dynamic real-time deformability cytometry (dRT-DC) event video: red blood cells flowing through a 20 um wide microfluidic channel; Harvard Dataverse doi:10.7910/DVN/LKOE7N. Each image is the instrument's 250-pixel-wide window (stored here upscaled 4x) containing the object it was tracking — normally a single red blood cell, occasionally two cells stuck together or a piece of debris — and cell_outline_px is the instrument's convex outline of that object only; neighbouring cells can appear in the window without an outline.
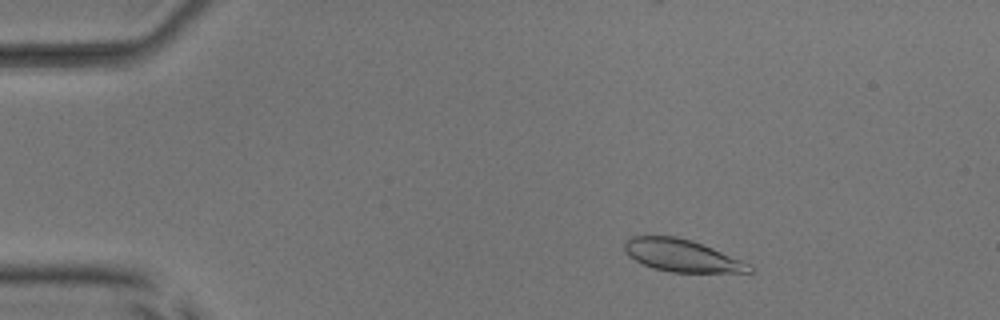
{"species": "common noctule bat (a hibernating species)", "species_latin": "Nyctalus noctula", "temperature_condition": "room temperature", "stored_images_in_passage": 50, "camera_frame_rate_fps": 3000, "um_per_image_px": 0.085, "animal": {"sex": "male", "body_mass_g": 17.9, "forearm_length_mm": 54.2}, "frame": {"image": 1, "passage_image": 7, "time_ms": 2.0, "image_size_px": [1000, 320], "cell_outline_px": [[756, 272], [672, 272], [652, 268], [628, 256], [624, 252], [624, 240], [632, 236], [676, 236], [692, 240], [752, 264], [756, 268]], "centroid_in_image_um": [57.97, 21.72], "position_along_channel_um": 27.0, "area_um2": 23.64}}
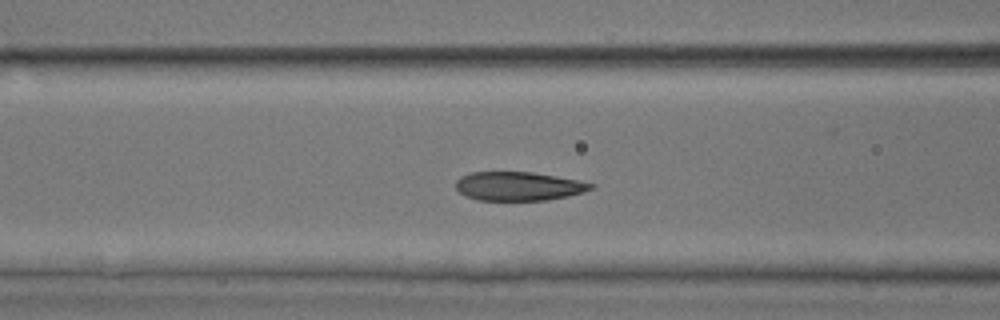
{"frame": {"image": 2, "passage_image": 20, "time_ms": 6.333, "image_size_px": [1000, 320], "cell_outline_px": [[596, 184], [592, 188], [584, 192], [568, 196], [548, 200], [476, 200], [464, 196], [456, 188], [456, 180], [460, 176], [472, 172], [532, 172], [556, 176]], "centroid_in_image_um": [44.05, 15.83], "position_along_channel_um": 122.6, "area_um2": 22.72}}
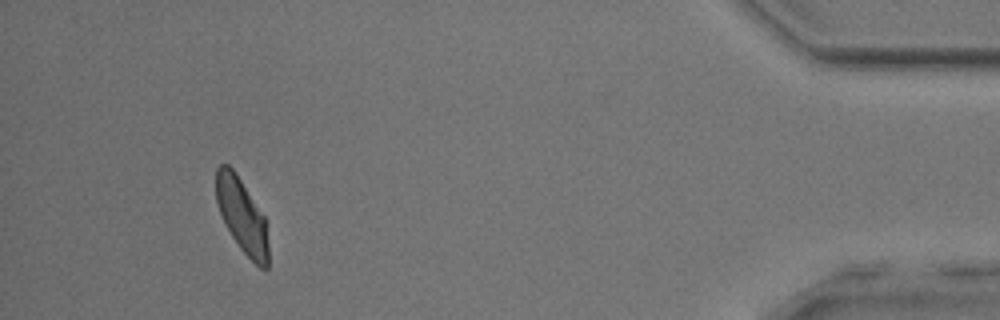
{"frame": {"image": 3, "passage_image": 47, "time_ms": 15.333, "image_size_px": [1000, 320], "cell_outline_px": [[268, 268], [260, 268], [240, 248], [224, 224], [216, 200], [216, 168], [220, 164], [228, 164], [232, 168], [264, 216], [268, 244]], "centroid_in_image_um": [20.55, 18.33], "position_along_channel_um": 414.7, "area_um2": 22.2}, "authors_computed_cell_mechanics": {"area_um2": 23.987, "velocity_mm_per_s": 3.9506, "shape_relaxation_time_tau1_ms": 2.5309, "shape_relaxation_time_tau2_ms": 0.8822, "deformation_change_tau1": 0.1228, "deformation_change_tau2": 0.0536}}